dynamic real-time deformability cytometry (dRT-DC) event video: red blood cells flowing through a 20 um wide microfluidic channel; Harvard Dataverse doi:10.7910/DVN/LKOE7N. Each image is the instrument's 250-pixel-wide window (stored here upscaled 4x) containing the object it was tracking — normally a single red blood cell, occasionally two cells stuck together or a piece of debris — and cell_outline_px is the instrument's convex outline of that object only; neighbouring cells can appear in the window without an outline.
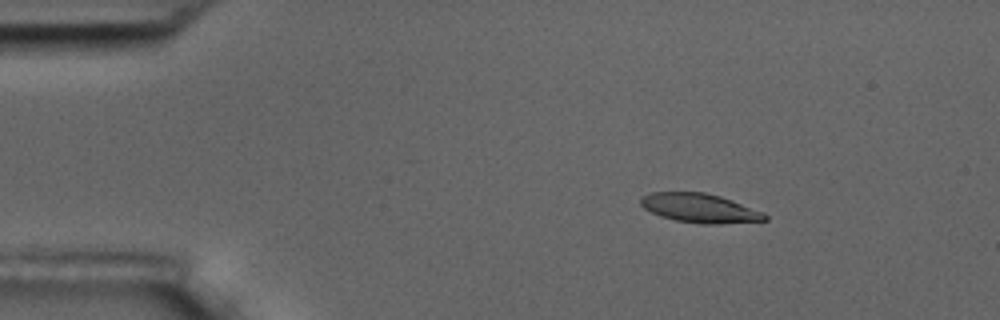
{"species": "common noctule bat (a hibernating species)", "species_latin": "Nyctalus noctula", "temperature_condition": "room temperature", "stored_images_in_passage": 5, "camera_frame_rate_fps": 3000, "um_per_image_px": 0.085, "animal": {"sex": "male", "body_mass_g": 17.5, "forearm_length_mm": 52.3}, "frame": {"image": 1, "passage_image": 3, "time_ms": 2.333, "image_size_px": [1000, 320], "cell_outline_px": [[768, 220], [720, 224], [700, 224], [676, 220], [660, 216], [644, 208], [640, 204], [640, 196], [652, 192], [704, 192], [720, 196], [732, 200], [764, 212], [768, 216]], "centroid_in_image_um": [59.49, 17.69], "position_along_channel_um": 25.5, "area_um2": 21.15}}